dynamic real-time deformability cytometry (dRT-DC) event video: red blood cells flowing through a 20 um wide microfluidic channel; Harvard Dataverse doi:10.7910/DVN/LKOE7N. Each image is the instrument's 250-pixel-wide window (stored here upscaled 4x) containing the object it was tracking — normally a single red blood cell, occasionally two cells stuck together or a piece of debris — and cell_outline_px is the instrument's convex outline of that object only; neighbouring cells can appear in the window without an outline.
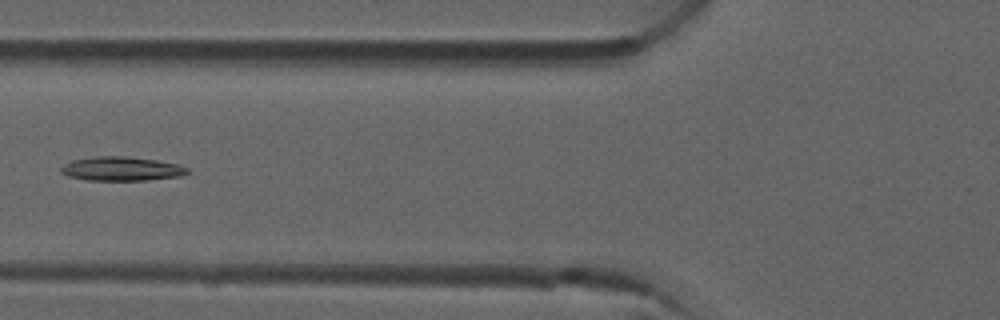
{"species": "common noctule bat (a hibernating species)", "species_latin": "Nyctalus noctula", "temperature_condition": "room temperature", "stored_images_in_passage": 7, "camera_frame_rate_fps": 3000, "um_per_image_px": 0.085, "animal": {"sex": "male", "forearm_length_mm": 52.5}, "frame": {"image": 1, "passage_image": 6, "time_ms": 1.667, "image_size_px": [1000, 320], "cell_outline_px": [[188, 172], [180, 176], [148, 180], [88, 180], [68, 176], [60, 172], [60, 168], [64, 164], [72, 160], [96, 156], [124, 156], [156, 160], [180, 164], [188, 168]], "centroid_in_image_um": [10.32, 14.34], "position_along_channel_um": 115.5, "area_um2": 17.69}}
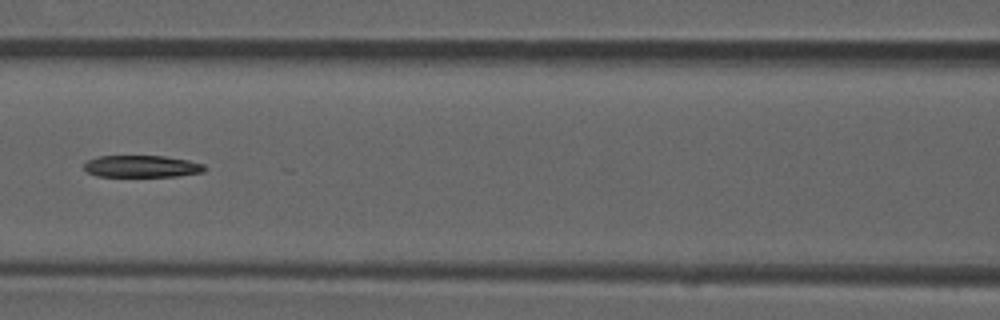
{"frame": {"image": 2, "passage_image": 7, "time_ms": 2.0, "image_size_px": [1000, 320], "cell_outline_px": [[208, 168], [204, 172], [176, 176], [96, 176], [88, 172], [84, 168], [84, 164], [88, 160], [100, 156], [164, 156], [188, 160], [204, 164]], "centroid_in_image_um": [12.09, 14.14], "position_along_channel_um": 154.5, "area_um2": 15.37}}